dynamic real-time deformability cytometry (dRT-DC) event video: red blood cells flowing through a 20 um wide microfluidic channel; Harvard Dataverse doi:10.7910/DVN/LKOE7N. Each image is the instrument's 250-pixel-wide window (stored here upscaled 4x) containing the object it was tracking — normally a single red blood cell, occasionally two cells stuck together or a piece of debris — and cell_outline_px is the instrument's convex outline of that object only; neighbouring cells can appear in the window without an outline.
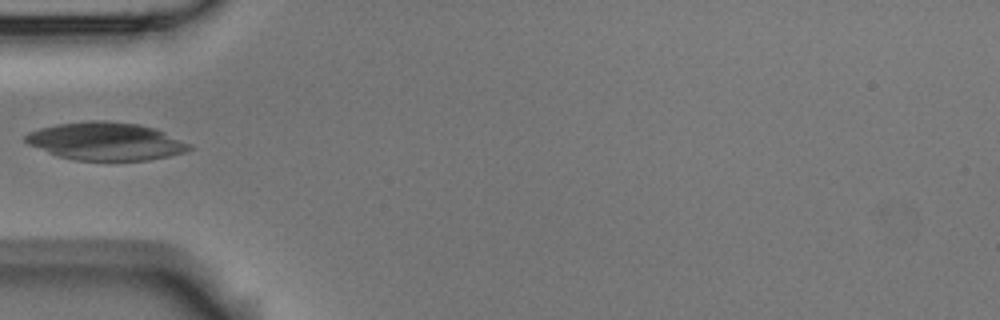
{"species": "Egyptian fruit bat (a non-hibernating species)", "species_latin": "Rousettus aegyptiacus", "temperature_condition": "room temperature", "stored_images_in_passage": 2, "camera_frame_rate_fps": 3000, "um_per_image_px": 0.085, "animal": {"sex": "male"}, "frame": {"image": 1, "passage_image": 2, "time_ms": 0.333, "image_size_px": [1000, 320], "cell_outline_px": [[192, 148], [184, 152], [168, 156], [148, 160], [76, 160], [60, 156], [48, 152], [28, 144], [24, 140], [24, 136], [28, 132], [40, 128], [56, 124], [92, 120], [104, 120], [136, 124], [156, 128], [192, 144]], "centroid_in_image_um": [9.01, 12.0], "position_along_channel_um": 76.0, "area_um2": 36.01}}